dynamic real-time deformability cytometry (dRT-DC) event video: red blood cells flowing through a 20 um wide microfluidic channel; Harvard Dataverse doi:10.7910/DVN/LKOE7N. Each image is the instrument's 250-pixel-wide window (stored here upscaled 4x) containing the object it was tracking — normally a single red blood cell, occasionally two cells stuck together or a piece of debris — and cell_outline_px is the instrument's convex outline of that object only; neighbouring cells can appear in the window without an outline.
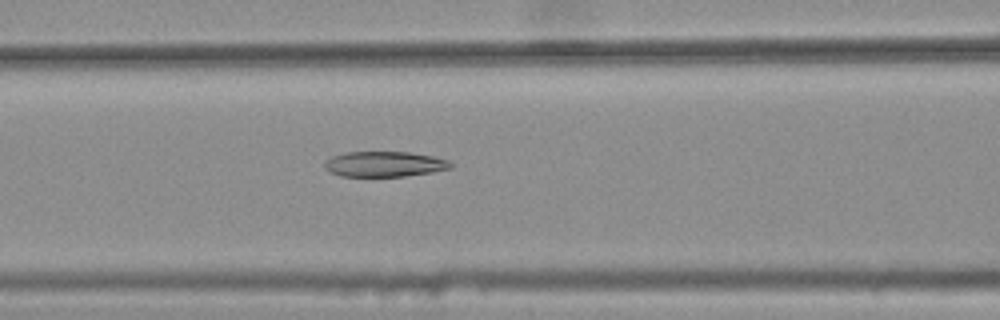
{"species": "common noctule bat (a hibernating species)", "species_latin": "Nyctalus noctula", "temperature_condition": "warm", "stored_images_in_passage": 40, "camera_frame_rate_fps": 3000, "um_per_image_px": 0.085, "animal": {"sex": "female", "body_mass_g": 25.1}, "frame": {"image": 1, "passage_image": 15, "time_ms": 4.667, "image_size_px": [1000, 320], "cell_outline_px": [[452, 168], [432, 172], [404, 176], [340, 176], [324, 168], [324, 164], [332, 156], [344, 152], [408, 152], [432, 156], [448, 160], [452, 164]], "centroid_in_image_um": [32.68, 13.94], "position_along_channel_um": 133.9, "area_um2": 18.5}}
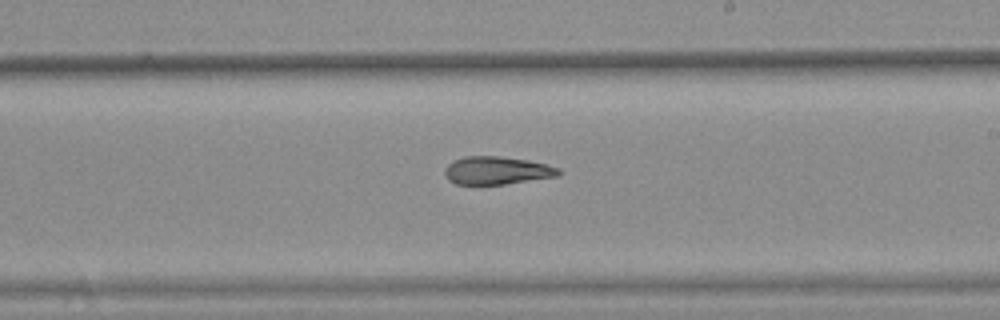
{"frame": {"image": 2, "passage_image": 24, "time_ms": 7.667, "image_size_px": [1000, 320], "cell_outline_px": [[560, 176], [504, 184], [456, 184], [448, 180], [444, 176], [444, 168], [452, 160], [464, 156], [500, 156], [528, 160], [560, 168]], "centroid_in_image_um": [42.2, 14.49], "position_along_channel_um": 246.8, "area_um2": 18.67}}
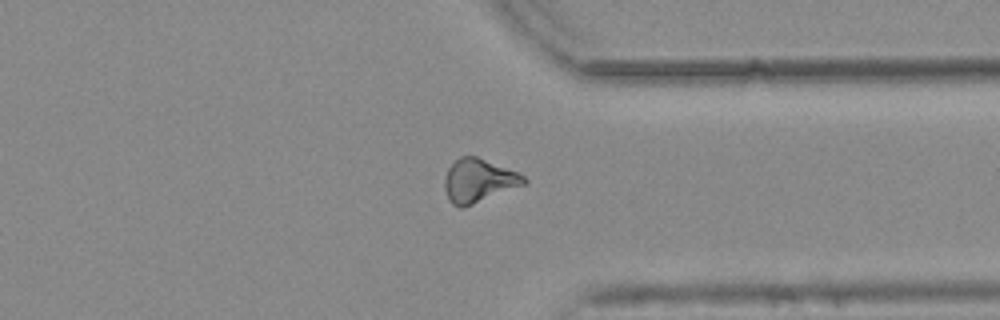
{"frame": {"image": 3, "passage_image": 34, "time_ms": 11.0, "image_size_px": [1000, 320], "cell_outline_px": [[528, 180], [524, 184], [464, 208], [460, 208], [452, 204], [448, 200], [444, 188], [444, 176], [448, 168], [460, 156], [476, 156], [516, 172], [524, 176]], "centroid_in_image_um": [40.62, 15.37], "position_along_channel_um": 370.8, "area_um2": 19.94}, "authors_computed_cell_mechanics": {"area_um2": 19.363, "velocity_mm_per_s": 3.7717, "shape_relaxation_time_tau1_ms": null, "shape_relaxation_time_tau2_ms": 6.0126, "deformation_change_tau1": null, "deformation_change_tau2": 0.1344}}